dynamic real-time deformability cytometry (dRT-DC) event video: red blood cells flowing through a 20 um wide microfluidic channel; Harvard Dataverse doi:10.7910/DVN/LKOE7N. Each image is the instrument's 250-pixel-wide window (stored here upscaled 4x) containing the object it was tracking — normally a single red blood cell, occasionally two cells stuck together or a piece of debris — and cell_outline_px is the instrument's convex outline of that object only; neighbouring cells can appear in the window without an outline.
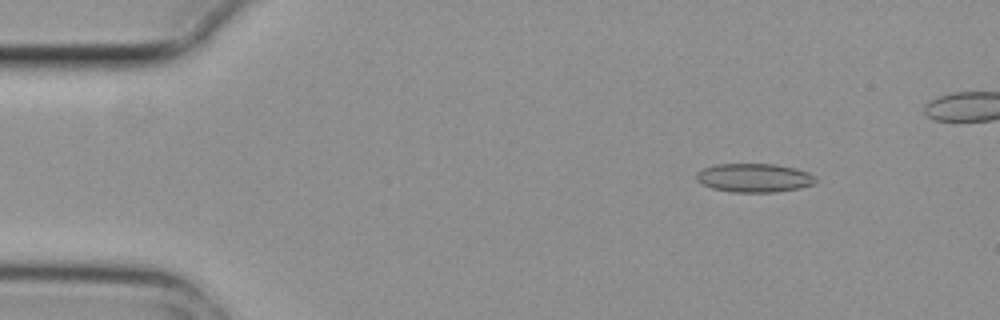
{"species": "common noctule bat (a hibernating species)", "species_latin": "Nyctalus noctula", "temperature_condition": "cold", "stored_images_in_passage": 5, "camera_frame_rate_fps": 3000, "um_per_image_px": 0.085, "animal": {"sex": "female", "body_mass_g": 29.2, "forearm_length_mm": 56.3}, "frame": {"image": 1, "passage_image": 2, "time_ms": 0.333, "image_size_px": [1000, 320], "cell_outline_px": [[816, 184], [800, 188], [776, 192], [732, 192], [712, 188], [696, 180], [696, 172], [704, 168], [716, 164], [776, 164], [796, 168], [808, 172], [816, 176]], "centroid_in_image_um": [64.14, 15.11], "position_along_channel_um": 20.9, "area_um2": 20.11}}
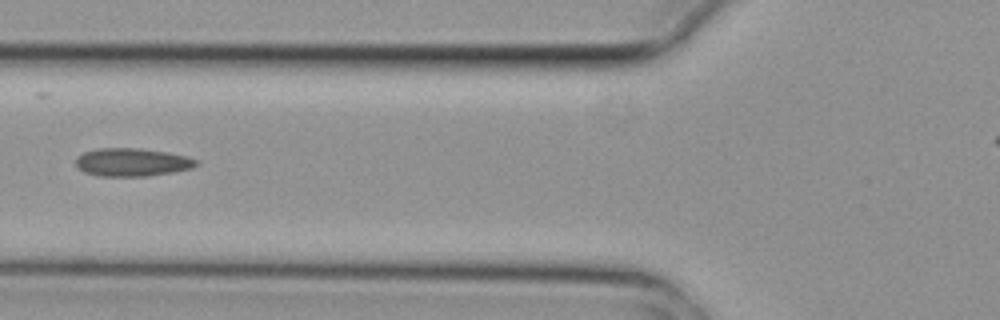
{"frame": {"image": 2, "passage_image": 5, "time_ms": 1.333, "image_size_px": [1000, 320], "cell_outline_px": [[196, 164], [192, 168], [172, 172], [148, 176], [96, 176], [84, 172], [76, 168], [76, 156], [84, 152], [100, 148], [140, 148], [168, 152], [184, 156], [196, 160]], "centroid_in_image_um": [11.16, 13.79], "position_along_channel_um": 114.6, "area_um2": 19.71}}